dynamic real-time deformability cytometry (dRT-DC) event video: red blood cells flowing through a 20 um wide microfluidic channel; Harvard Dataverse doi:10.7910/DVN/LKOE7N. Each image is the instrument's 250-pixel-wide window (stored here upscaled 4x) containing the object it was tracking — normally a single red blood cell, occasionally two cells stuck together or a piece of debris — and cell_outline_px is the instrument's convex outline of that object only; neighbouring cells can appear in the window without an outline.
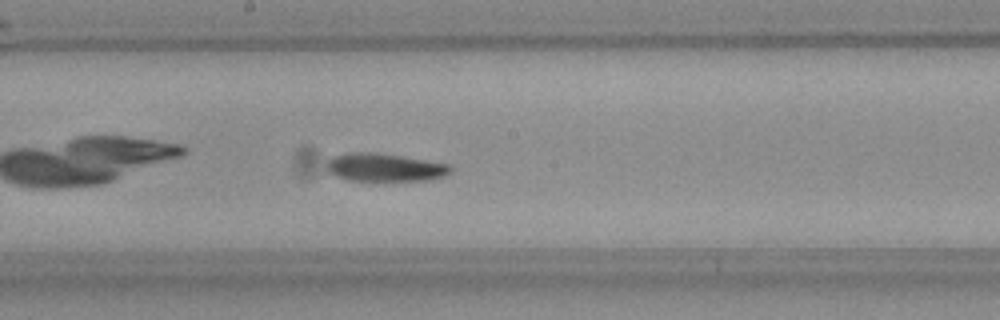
{"species": "Egyptian fruit bat (a non-hibernating species)", "species_latin": "Rousettus aegyptiacus", "temperature_condition": "room temperature", "stored_images_in_passage": 31, "camera_frame_rate_fps": 3000, "um_per_image_px": 0.085, "frame": {"image": 1, "passage_image": 14, "time_ms": 4.333, "image_size_px": [1000, 320], "cell_outline_px": [[452, 172], [444, 176], [428, 180], [352, 180], [336, 176], [328, 172], [328, 160], [332, 156], [344, 152], [376, 152], [448, 164], [452, 168]], "centroid_in_image_um": [32.68, 14.21], "position_along_channel_um": 215.5, "area_um2": 20.06}}
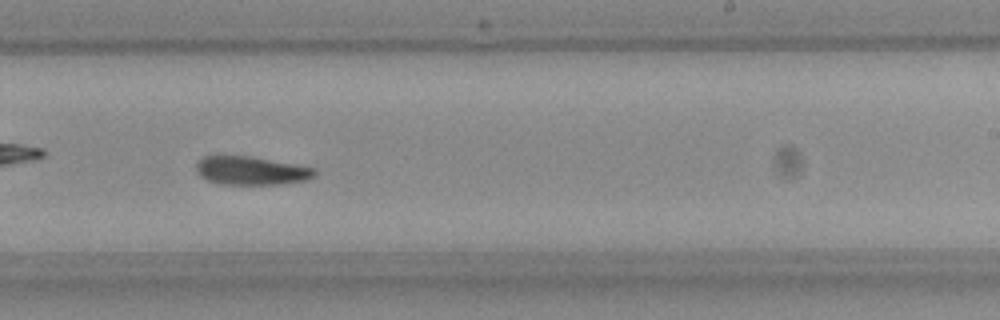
{"frame": {"image": 2, "passage_image": 18, "time_ms": 5.667, "image_size_px": [1000, 320], "cell_outline_px": [[316, 176], [308, 180], [284, 184], [220, 184], [208, 180], [200, 176], [196, 172], [196, 164], [204, 156], [220, 152], [252, 156], [296, 164], [316, 168]], "centroid_in_image_um": [21.32, 14.46], "position_along_channel_um": 267.7, "area_um2": 20.52}, "authors_computed_cell_mechanics": {"area_um2": 20.1144, "velocity_mm_per_s": 3.9353, "shape_relaxation_time_tau1_ms": 4.0489, "shape_relaxation_time_tau2_ms": 7.7524, "deformation_change_tau1": 0.1476, "deformation_change_tau2": 0.1427}}